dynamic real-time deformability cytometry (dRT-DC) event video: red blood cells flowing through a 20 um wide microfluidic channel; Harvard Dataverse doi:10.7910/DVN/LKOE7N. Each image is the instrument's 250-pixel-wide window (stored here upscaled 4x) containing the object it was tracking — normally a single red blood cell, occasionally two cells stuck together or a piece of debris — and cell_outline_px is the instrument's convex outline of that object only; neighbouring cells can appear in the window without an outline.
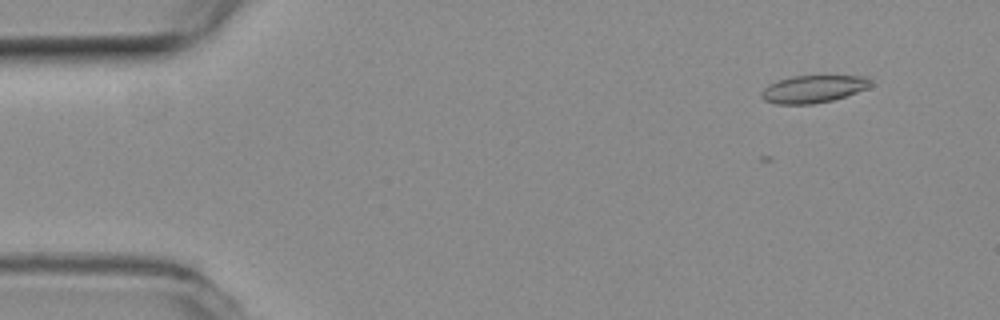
{"species": "common noctule bat (a hibernating species)", "species_latin": "Nyctalus noctula", "temperature_condition": "room temperature", "stored_images_in_passage": 5, "camera_frame_rate_fps": 3000, "um_per_image_px": 0.085, "animal": {"sex": "female", "body_mass_g": 19.3, "forearm_length_mm": 54.1}, "frame": {"image": 1, "passage_image": 2, "time_ms": 0.333, "image_size_px": [1000, 320], "cell_outline_px": [[872, 84], [868, 88], [832, 100], [812, 104], [776, 104], [764, 100], [760, 96], [760, 92], [768, 84], [776, 80], [792, 76], [868, 76], [872, 80]], "centroid_in_image_um": [69.1, 7.56], "position_along_channel_um": 15.9, "area_um2": 17.57}}